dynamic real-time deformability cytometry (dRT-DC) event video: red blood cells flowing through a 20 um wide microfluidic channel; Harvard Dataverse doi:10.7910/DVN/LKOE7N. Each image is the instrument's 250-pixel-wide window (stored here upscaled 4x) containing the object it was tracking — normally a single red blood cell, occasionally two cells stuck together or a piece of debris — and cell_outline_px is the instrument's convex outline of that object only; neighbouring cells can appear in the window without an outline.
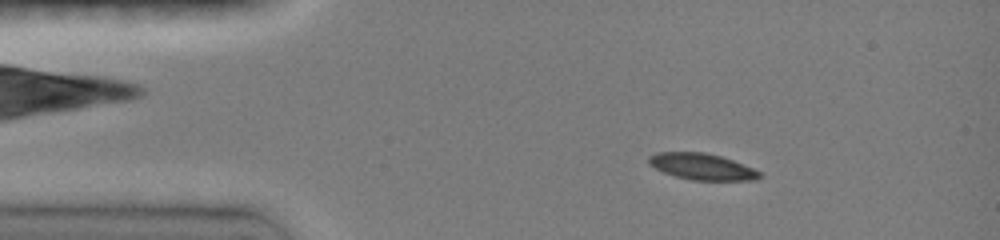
{"species": "common noctule bat (a hibernating species)", "species_latin": "Nyctalus noctula", "temperature_condition": "room temperature", "stored_images_in_passage": 7, "camera_frame_rate_fps": 3000, "um_per_image_px": 0.085, "animal": {"sex": "female", "body_mass_g": 19.0, "forearm_length_mm": 51.5}, "frame": {"image": 1, "passage_image": 4, "time_ms": 2.0, "image_size_px": [1000, 240], "cell_outline_px": [[760, 176], [756, 180], [692, 180], [676, 176], [664, 172], [648, 164], [648, 156], [656, 152], [704, 152], [720, 156], [732, 160], [752, 168], [760, 172]], "centroid_in_image_um": [59.63, 14.15], "position_along_channel_um": 25.4, "area_um2": 16.82}}
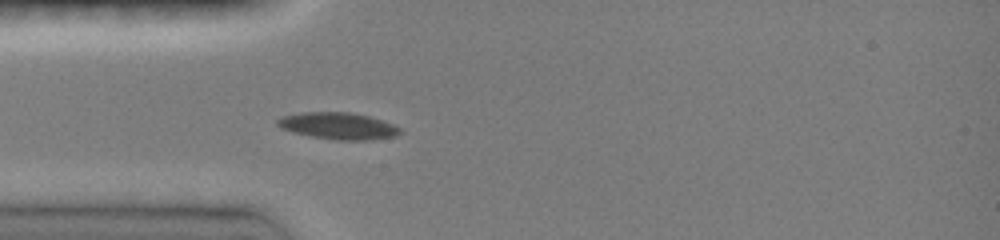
{"frame": {"image": 2, "passage_image": 7, "time_ms": 4.0, "image_size_px": [1000, 240], "cell_outline_px": [[400, 132], [396, 136], [372, 140], [336, 140], [312, 136], [292, 132], [280, 128], [276, 124], [276, 120], [280, 116], [300, 112], [348, 112], [368, 116], [392, 124], [400, 128]], "centroid_in_image_um": [28.69, 10.7], "position_along_channel_um": 56.3, "area_um2": 19.13}}